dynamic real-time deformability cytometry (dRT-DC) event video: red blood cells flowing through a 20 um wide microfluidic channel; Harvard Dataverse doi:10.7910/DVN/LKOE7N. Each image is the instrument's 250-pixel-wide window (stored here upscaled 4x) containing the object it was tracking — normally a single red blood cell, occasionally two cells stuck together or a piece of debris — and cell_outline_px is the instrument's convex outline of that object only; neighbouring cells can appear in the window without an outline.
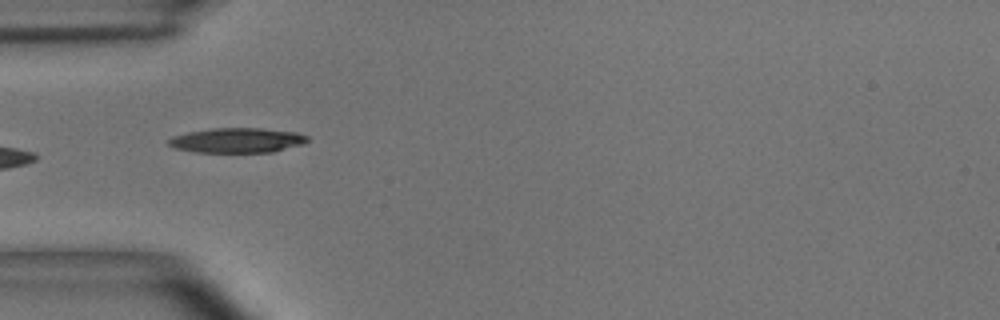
{"species": "common noctule bat (a hibernating species)", "species_latin": "Nyctalus noctula", "temperature_condition": "room temperature", "stored_images_in_passage": 6, "camera_frame_rate_fps": 3000, "um_per_image_px": 0.085, "animal": {"sex": "male", "body_mass_g": 15.6}, "frame": {"image": 1, "passage_image": 6, "time_ms": 1.667, "image_size_px": [1000, 320], "cell_outline_px": [[308, 140], [304, 144], [272, 152], [196, 152], [176, 148], [168, 144], [168, 140], [172, 136], [188, 132], [212, 128], [260, 128], [296, 132], [308, 136]], "centroid_in_image_um": [20.17, 11.92], "position_along_channel_um": 64.8, "area_um2": 20.06}}